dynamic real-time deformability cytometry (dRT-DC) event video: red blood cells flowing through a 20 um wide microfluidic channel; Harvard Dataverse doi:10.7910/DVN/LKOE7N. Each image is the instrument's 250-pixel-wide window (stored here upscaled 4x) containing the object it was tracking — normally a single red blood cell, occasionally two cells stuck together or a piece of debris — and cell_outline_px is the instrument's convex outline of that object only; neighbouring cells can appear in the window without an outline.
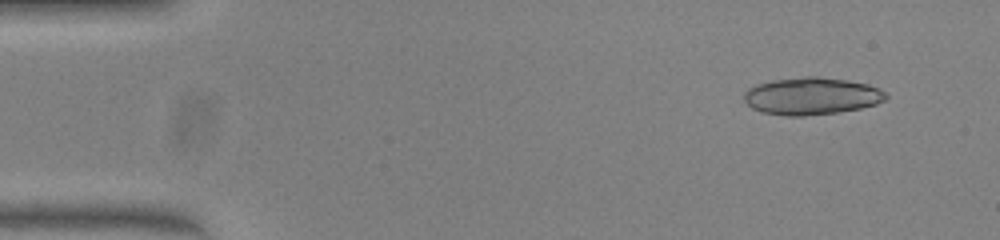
{"species": "common noctule bat (a hibernating species)", "species_latin": "Nyctalus noctula", "temperature_condition": "warm", "stored_images_in_passage": 49, "camera_frame_rate_fps": 3000, "um_per_image_px": 0.085, "animal": {"sex": "female", "body_mass_g": 23.0, "forearm_length_mm": 53.4}, "frame": {"image": 1, "passage_image": 4, "time_ms": 1.0, "image_size_px": [1000, 240], "cell_outline_px": [[888, 96], [884, 100], [876, 104], [860, 108], [836, 112], [804, 116], [788, 116], [760, 112], [752, 108], [744, 100], [744, 92], [748, 88], [756, 84], [772, 80], [804, 76], [816, 76], [844, 80], [868, 84], [880, 88]], "centroid_in_image_um": [68.95, 8.16], "position_along_channel_um": 16.0, "area_um2": 30.81}, "authors_computed_cell_mechanics": {"area_um2": 18.5538, "velocity_mm_per_s": 4.0453, "shape_relaxation_time_tau1_ms": null, "shape_relaxation_time_tau2_ms": 1.1069, "deformation_change_tau1": null, "deformation_change_tau2": 0.0696}}